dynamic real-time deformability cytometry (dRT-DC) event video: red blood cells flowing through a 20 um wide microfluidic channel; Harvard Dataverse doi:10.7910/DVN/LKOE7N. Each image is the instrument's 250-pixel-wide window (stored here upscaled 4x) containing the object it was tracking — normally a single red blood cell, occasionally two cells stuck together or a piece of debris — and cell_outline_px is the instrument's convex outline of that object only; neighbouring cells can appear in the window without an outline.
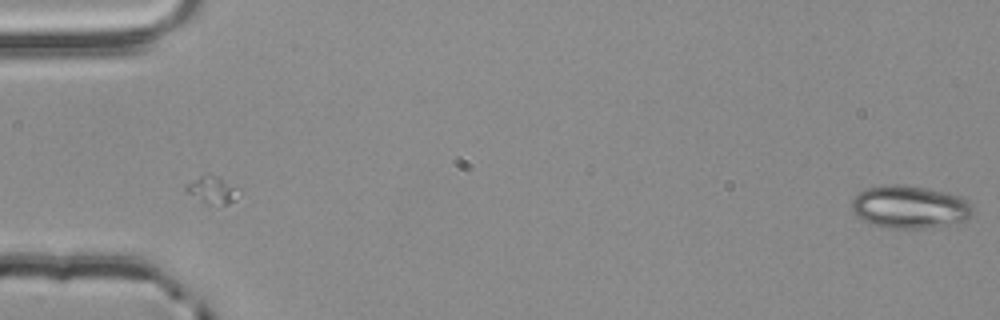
{"species": "common noctule bat (a hibernating species)", "species_latin": "Nyctalus noctula", "temperature_condition": "room temperature", "stored_images_in_passage": 9, "segment_of_instrument_passage": [2, 2], "camera_frame_rate_fps": 3000, "um_per_image_px": 0.085, "animal": {"sex": "male", "body_mass_g": 20.4}, "frame": {"image": 1, "passage_image": 9, "time_ms": 2.667, "image_size_px": [1000, 320], "cell_outline_px": [[972, 212], [968, 220], [956, 224], [920, 228], [896, 228], [872, 224], [856, 216], [852, 212], [852, 200], [864, 188], [884, 184], [904, 184], [928, 188], [948, 192], [960, 196], [972, 204]], "centroid_in_image_um": [77.35, 17.57], "position_along_channel_um": 7.7, "area_um2": 30.46}}